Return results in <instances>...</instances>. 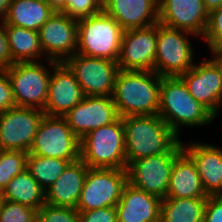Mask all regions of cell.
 I'll return each instance as SVG.
<instances>
[{
    "label": "cell",
    "instance_id": "cell-1",
    "mask_svg": "<svg viewBox=\"0 0 222 222\" xmlns=\"http://www.w3.org/2000/svg\"><path fill=\"white\" fill-rule=\"evenodd\" d=\"M127 165L131 161L166 152H183V142L156 115L122 117Z\"/></svg>",
    "mask_w": 222,
    "mask_h": 222
},
{
    "label": "cell",
    "instance_id": "cell-2",
    "mask_svg": "<svg viewBox=\"0 0 222 222\" xmlns=\"http://www.w3.org/2000/svg\"><path fill=\"white\" fill-rule=\"evenodd\" d=\"M161 79L154 71L119 69L112 95L119 117L158 114Z\"/></svg>",
    "mask_w": 222,
    "mask_h": 222
},
{
    "label": "cell",
    "instance_id": "cell-3",
    "mask_svg": "<svg viewBox=\"0 0 222 222\" xmlns=\"http://www.w3.org/2000/svg\"><path fill=\"white\" fill-rule=\"evenodd\" d=\"M158 115L178 137L182 126L200 127L217 118L189 93L180 77H162Z\"/></svg>",
    "mask_w": 222,
    "mask_h": 222
},
{
    "label": "cell",
    "instance_id": "cell-4",
    "mask_svg": "<svg viewBox=\"0 0 222 222\" xmlns=\"http://www.w3.org/2000/svg\"><path fill=\"white\" fill-rule=\"evenodd\" d=\"M80 159L89 168L126 169L122 117L84 135L80 139Z\"/></svg>",
    "mask_w": 222,
    "mask_h": 222
},
{
    "label": "cell",
    "instance_id": "cell-5",
    "mask_svg": "<svg viewBox=\"0 0 222 222\" xmlns=\"http://www.w3.org/2000/svg\"><path fill=\"white\" fill-rule=\"evenodd\" d=\"M76 53L117 61L124 29L104 11L78 20Z\"/></svg>",
    "mask_w": 222,
    "mask_h": 222
},
{
    "label": "cell",
    "instance_id": "cell-6",
    "mask_svg": "<svg viewBox=\"0 0 222 222\" xmlns=\"http://www.w3.org/2000/svg\"><path fill=\"white\" fill-rule=\"evenodd\" d=\"M188 35L196 36L184 30L157 23L154 72L162 77H180L195 65L194 49Z\"/></svg>",
    "mask_w": 222,
    "mask_h": 222
},
{
    "label": "cell",
    "instance_id": "cell-7",
    "mask_svg": "<svg viewBox=\"0 0 222 222\" xmlns=\"http://www.w3.org/2000/svg\"><path fill=\"white\" fill-rule=\"evenodd\" d=\"M41 62H16L7 68L16 107L45 108L52 70Z\"/></svg>",
    "mask_w": 222,
    "mask_h": 222
},
{
    "label": "cell",
    "instance_id": "cell-8",
    "mask_svg": "<svg viewBox=\"0 0 222 222\" xmlns=\"http://www.w3.org/2000/svg\"><path fill=\"white\" fill-rule=\"evenodd\" d=\"M28 153L71 163L80 158V139L64 117L44 115Z\"/></svg>",
    "mask_w": 222,
    "mask_h": 222
},
{
    "label": "cell",
    "instance_id": "cell-9",
    "mask_svg": "<svg viewBox=\"0 0 222 222\" xmlns=\"http://www.w3.org/2000/svg\"><path fill=\"white\" fill-rule=\"evenodd\" d=\"M127 183L126 169L88 168L76 209L89 211L116 206Z\"/></svg>",
    "mask_w": 222,
    "mask_h": 222
},
{
    "label": "cell",
    "instance_id": "cell-10",
    "mask_svg": "<svg viewBox=\"0 0 222 222\" xmlns=\"http://www.w3.org/2000/svg\"><path fill=\"white\" fill-rule=\"evenodd\" d=\"M181 153L166 152L131 161L126 168L128 183L160 199L166 198L173 162Z\"/></svg>",
    "mask_w": 222,
    "mask_h": 222
},
{
    "label": "cell",
    "instance_id": "cell-11",
    "mask_svg": "<svg viewBox=\"0 0 222 222\" xmlns=\"http://www.w3.org/2000/svg\"><path fill=\"white\" fill-rule=\"evenodd\" d=\"M65 63L88 96H112L119 67L117 61L75 53Z\"/></svg>",
    "mask_w": 222,
    "mask_h": 222
},
{
    "label": "cell",
    "instance_id": "cell-12",
    "mask_svg": "<svg viewBox=\"0 0 222 222\" xmlns=\"http://www.w3.org/2000/svg\"><path fill=\"white\" fill-rule=\"evenodd\" d=\"M45 113L26 107H13L0 114V149L29 152Z\"/></svg>",
    "mask_w": 222,
    "mask_h": 222
},
{
    "label": "cell",
    "instance_id": "cell-13",
    "mask_svg": "<svg viewBox=\"0 0 222 222\" xmlns=\"http://www.w3.org/2000/svg\"><path fill=\"white\" fill-rule=\"evenodd\" d=\"M52 73L49 80L48 99L43 109L45 115L64 117L88 95L79 85L75 74L65 62L47 61Z\"/></svg>",
    "mask_w": 222,
    "mask_h": 222
},
{
    "label": "cell",
    "instance_id": "cell-14",
    "mask_svg": "<svg viewBox=\"0 0 222 222\" xmlns=\"http://www.w3.org/2000/svg\"><path fill=\"white\" fill-rule=\"evenodd\" d=\"M45 59L65 62L77 51L78 22L56 11L38 30Z\"/></svg>",
    "mask_w": 222,
    "mask_h": 222
},
{
    "label": "cell",
    "instance_id": "cell-15",
    "mask_svg": "<svg viewBox=\"0 0 222 222\" xmlns=\"http://www.w3.org/2000/svg\"><path fill=\"white\" fill-rule=\"evenodd\" d=\"M157 24L124 30L117 60L121 70L154 71Z\"/></svg>",
    "mask_w": 222,
    "mask_h": 222
},
{
    "label": "cell",
    "instance_id": "cell-16",
    "mask_svg": "<svg viewBox=\"0 0 222 222\" xmlns=\"http://www.w3.org/2000/svg\"><path fill=\"white\" fill-rule=\"evenodd\" d=\"M118 117L112 96H88L64 116L79 139L94 129L113 123Z\"/></svg>",
    "mask_w": 222,
    "mask_h": 222
},
{
    "label": "cell",
    "instance_id": "cell-17",
    "mask_svg": "<svg viewBox=\"0 0 222 222\" xmlns=\"http://www.w3.org/2000/svg\"><path fill=\"white\" fill-rule=\"evenodd\" d=\"M180 78L189 93L216 117L222 104V78L211 58L195 64Z\"/></svg>",
    "mask_w": 222,
    "mask_h": 222
},
{
    "label": "cell",
    "instance_id": "cell-18",
    "mask_svg": "<svg viewBox=\"0 0 222 222\" xmlns=\"http://www.w3.org/2000/svg\"><path fill=\"white\" fill-rule=\"evenodd\" d=\"M159 22L203 37L209 12L203 0H158Z\"/></svg>",
    "mask_w": 222,
    "mask_h": 222
},
{
    "label": "cell",
    "instance_id": "cell-19",
    "mask_svg": "<svg viewBox=\"0 0 222 222\" xmlns=\"http://www.w3.org/2000/svg\"><path fill=\"white\" fill-rule=\"evenodd\" d=\"M183 151L196 164L206 195H222V149L204 142H183Z\"/></svg>",
    "mask_w": 222,
    "mask_h": 222
},
{
    "label": "cell",
    "instance_id": "cell-20",
    "mask_svg": "<svg viewBox=\"0 0 222 222\" xmlns=\"http://www.w3.org/2000/svg\"><path fill=\"white\" fill-rule=\"evenodd\" d=\"M103 11L124 30L144 28L159 22L158 0H103Z\"/></svg>",
    "mask_w": 222,
    "mask_h": 222
},
{
    "label": "cell",
    "instance_id": "cell-21",
    "mask_svg": "<svg viewBox=\"0 0 222 222\" xmlns=\"http://www.w3.org/2000/svg\"><path fill=\"white\" fill-rule=\"evenodd\" d=\"M158 196L139 190L127 183L117 203L118 222H160Z\"/></svg>",
    "mask_w": 222,
    "mask_h": 222
},
{
    "label": "cell",
    "instance_id": "cell-22",
    "mask_svg": "<svg viewBox=\"0 0 222 222\" xmlns=\"http://www.w3.org/2000/svg\"><path fill=\"white\" fill-rule=\"evenodd\" d=\"M88 168L80 158L69 163L60 177L45 190V203L76 209Z\"/></svg>",
    "mask_w": 222,
    "mask_h": 222
},
{
    "label": "cell",
    "instance_id": "cell-23",
    "mask_svg": "<svg viewBox=\"0 0 222 222\" xmlns=\"http://www.w3.org/2000/svg\"><path fill=\"white\" fill-rule=\"evenodd\" d=\"M166 198H208L196 164L184 151L173 162Z\"/></svg>",
    "mask_w": 222,
    "mask_h": 222
},
{
    "label": "cell",
    "instance_id": "cell-24",
    "mask_svg": "<svg viewBox=\"0 0 222 222\" xmlns=\"http://www.w3.org/2000/svg\"><path fill=\"white\" fill-rule=\"evenodd\" d=\"M55 12L47 1L11 0L3 22L38 32Z\"/></svg>",
    "mask_w": 222,
    "mask_h": 222
},
{
    "label": "cell",
    "instance_id": "cell-25",
    "mask_svg": "<svg viewBox=\"0 0 222 222\" xmlns=\"http://www.w3.org/2000/svg\"><path fill=\"white\" fill-rule=\"evenodd\" d=\"M1 194L5 201L24 204L36 210L45 204V190L27 169L12 178Z\"/></svg>",
    "mask_w": 222,
    "mask_h": 222
},
{
    "label": "cell",
    "instance_id": "cell-26",
    "mask_svg": "<svg viewBox=\"0 0 222 222\" xmlns=\"http://www.w3.org/2000/svg\"><path fill=\"white\" fill-rule=\"evenodd\" d=\"M12 61L38 62L44 53L36 31L5 24ZM41 57V58H40Z\"/></svg>",
    "mask_w": 222,
    "mask_h": 222
},
{
    "label": "cell",
    "instance_id": "cell-27",
    "mask_svg": "<svg viewBox=\"0 0 222 222\" xmlns=\"http://www.w3.org/2000/svg\"><path fill=\"white\" fill-rule=\"evenodd\" d=\"M207 198H164L160 222H203Z\"/></svg>",
    "mask_w": 222,
    "mask_h": 222
},
{
    "label": "cell",
    "instance_id": "cell-28",
    "mask_svg": "<svg viewBox=\"0 0 222 222\" xmlns=\"http://www.w3.org/2000/svg\"><path fill=\"white\" fill-rule=\"evenodd\" d=\"M69 163L59 158L28 154L26 169L46 190L60 177Z\"/></svg>",
    "mask_w": 222,
    "mask_h": 222
},
{
    "label": "cell",
    "instance_id": "cell-29",
    "mask_svg": "<svg viewBox=\"0 0 222 222\" xmlns=\"http://www.w3.org/2000/svg\"><path fill=\"white\" fill-rule=\"evenodd\" d=\"M28 154L21 150H0V192L26 169Z\"/></svg>",
    "mask_w": 222,
    "mask_h": 222
},
{
    "label": "cell",
    "instance_id": "cell-30",
    "mask_svg": "<svg viewBox=\"0 0 222 222\" xmlns=\"http://www.w3.org/2000/svg\"><path fill=\"white\" fill-rule=\"evenodd\" d=\"M38 210L30 206L3 200L0 222H37Z\"/></svg>",
    "mask_w": 222,
    "mask_h": 222
},
{
    "label": "cell",
    "instance_id": "cell-31",
    "mask_svg": "<svg viewBox=\"0 0 222 222\" xmlns=\"http://www.w3.org/2000/svg\"><path fill=\"white\" fill-rule=\"evenodd\" d=\"M103 11V0H67L60 11L76 21L96 15Z\"/></svg>",
    "mask_w": 222,
    "mask_h": 222
},
{
    "label": "cell",
    "instance_id": "cell-32",
    "mask_svg": "<svg viewBox=\"0 0 222 222\" xmlns=\"http://www.w3.org/2000/svg\"><path fill=\"white\" fill-rule=\"evenodd\" d=\"M37 222H79V212L75 208L45 203L38 210Z\"/></svg>",
    "mask_w": 222,
    "mask_h": 222
},
{
    "label": "cell",
    "instance_id": "cell-33",
    "mask_svg": "<svg viewBox=\"0 0 222 222\" xmlns=\"http://www.w3.org/2000/svg\"><path fill=\"white\" fill-rule=\"evenodd\" d=\"M202 38L209 49L222 47V6L209 12L207 27Z\"/></svg>",
    "mask_w": 222,
    "mask_h": 222
},
{
    "label": "cell",
    "instance_id": "cell-34",
    "mask_svg": "<svg viewBox=\"0 0 222 222\" xmlns=\"http://www.w3.org/2000/svg\"><path fill=\"white\" fill-rule=\"evenodd\" d=\"M78 212L79 222H118L115 206Z\"/></svg>",
    "mask_w": 222,
    "mask_h": 222
},
{
    "label": "cell",
    "instance_id": "cell-35",
    "mask_svg": "<svg viewBox=\"0 0 222 222\" xmlns=\"http://www.w3.org/2000/svg\"><path fill=\"white\" fill-rule=\"evenodd\" d=\"M16 107L6 68H0V114Z\"/></svg>",
    "mask_w": 222,
    "mask_h": 222
},
{
    "label": "cell",
    "instance_id": "cell-36",
    "mask_svg": "<svg viewBox=\"0 0 222 222\" xmlns=\"http://www.w3.org/2000/svg\"><path fill=\"white\" fill-rule=\"evenodd\" d=\"M203 222H222V195L208 196Z\"/></svg>",
    "mask_w": 222,
    "mask_h": 222
},
{
    "label": "cell",
    "instance_id": "cell-37",
    "mask_svg": "<svg viewBox=\"0 0 222 222\" xmlns=\"http://www.w3.org/2000/svg\"><path fill=\"white\" fill-rule=\"evenodd\" d=\"M14 62L12 61L5 23L0 21V68H9Z\"/></svg>",
    "mask_w": 222,
    "mask_h": 222
},
{
    "label": "cell",
    "instance_id": "cell-38",
    "mask_svg": "<svg viewBox=\"0 0 222 222\" xmlns=\"http://www.w3.org/2000/svg\"><path fill=\"white\" fill-rule=\"evenodd\" d=\"M209 50L213 54V58L211 60L218 67V69H219V71L221 73V78H222V47L215 48V49H209Z\"/></svg>",
    "mask_w": 222,
    "mask_h": 222
},
{
    "label": "cell",
    "instance_id": "cell-39",
    "mask_svg": "<svg viewBox=\"0 0 222 222\" xmlns=\"http://www.w3.org/2000/svg\"><path fill=\"white\" fill-rule=\"evenodd\" d=\"M205 9L208 12L220 8L222 6V0H203Z\"/></svg>",
    "mask_w": 222,
    "mask_h": 222
},
{
    "label": "cell",
    "instance_id": "cell-40",
    "mask_svg": "<svg viewBox=\"0 0 222 222\" xmlns=\"http://www.w3.org/2000/svg\"><path fill=\"white\" fill-rule=\"evenodd\" d=\"M47 2L55 11L60 12L66 6L67 0H47Z\"/></svg>",
    "mask_w": 222,
    "mask_h": 222
},
{
    "label": "cell",
    "instance_id": "cell-41",
    "mask_svg": "<svg viewBox=\"0 0 222 222\" xmlns=\"http://www.w3.org/2000/svg\"><path fill=\"white\" fill-rule=\"evenodd\" d=\"M11 0H0V17L1 21H3L6 17V14L8 12V7Z\"/></svg>",
    "mask_w": 222,
    "mask_h": 222
},
{
    "label": "cell",
    "instance_id": "cell-42",
    "mask_svg": "<svg viewBox=\"0 0 222 222\" xmlns=\"http://www.w3.org/2000/svg\"><path fill=\"white\" fill-rule=\"evenodd\" d=\"M3 195L1 194V192H0V208H1V204H2V202H3Z\"/></svg>",
    "mask_w": 222,
    "mask_h": 222
}]
</instances>
